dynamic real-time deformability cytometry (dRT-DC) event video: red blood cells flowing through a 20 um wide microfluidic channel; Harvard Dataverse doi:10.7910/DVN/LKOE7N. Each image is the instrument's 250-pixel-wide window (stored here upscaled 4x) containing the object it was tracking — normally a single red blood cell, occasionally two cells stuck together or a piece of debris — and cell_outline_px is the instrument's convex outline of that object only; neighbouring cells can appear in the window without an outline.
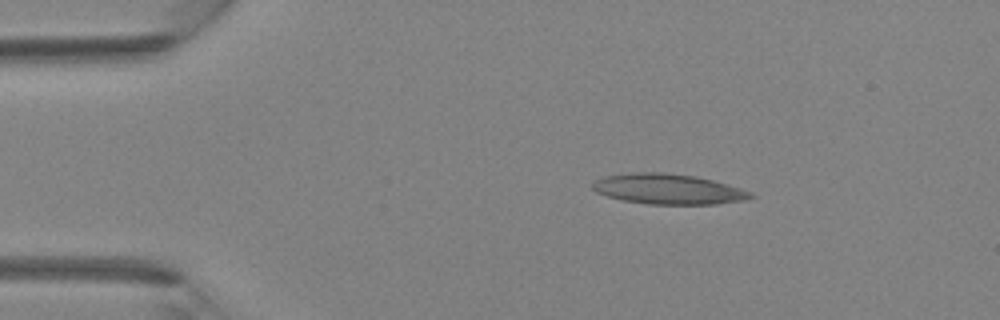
{"species": "Egyptian fruit bat (a non-hibernating species)", "species_latin": "Rousettus aegyptiacus", "temperature_condition": "room temperature", "stored_images_in_passage": 34, "camera_frame_rate_fps": 3000, "um_per_image_px": 0.085, "animal": {"sex": "female"}, "frame": {"image": 1, "passage_image": 1, "time_ms": 0.0, "image_size_px": [1000, 320], "cell_outline_px": [[756, 196], [744, 200], [716, 204], [648, 204], [624, 200], [608, 196], [596, 192], [592, 188], [592, 184], [596, 180], [604, 176], [632, 172], [664, 172], [696, 176], [712, 180], [740, 188], [752, 192]], "centroid_in_image_um": [56.8, 16.06], "position_along_channel_um": 28.2, "area_um2": 27.86}}
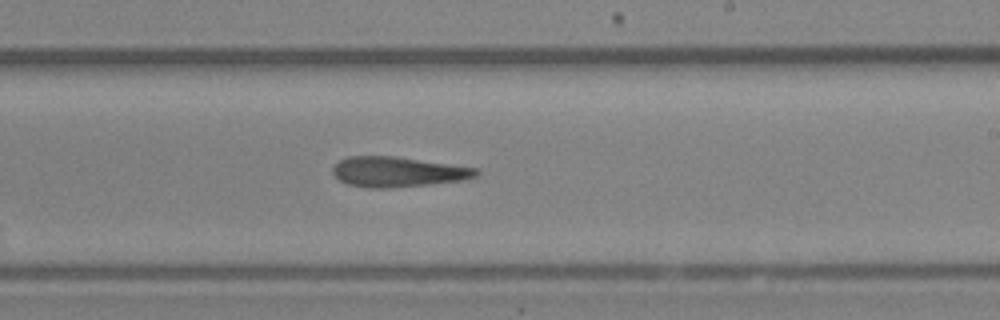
{"frame": {"image": 2, "passage_image": 18, "time_ms": 5.667, "image_size_px": [1000, 320], "cell_outline_px": [[480, 172], [476, 176], [464, 180], [428, 184], [388, 188], [368, 188], [348, 184], [340, 180], [332, 172], [332, 168], [340, 160], [348, 156], [396, 156], [480, 168]], "centroid_in_image_um": [33.84, 14.6], "position_along_channel_um": 255.2, "area_um2": 25.26}}
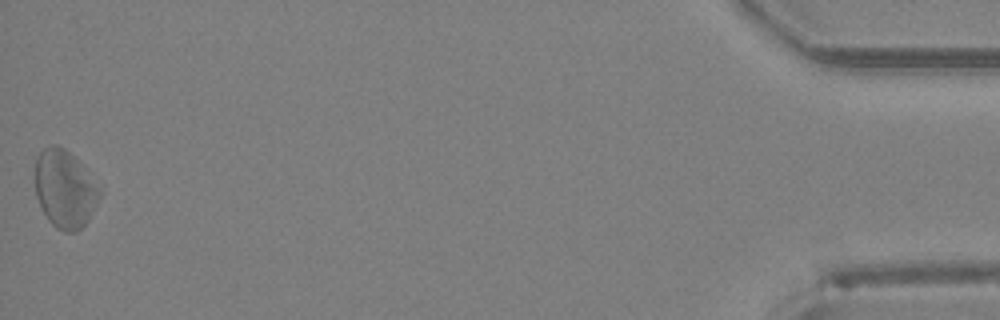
{"frame": {"image": 3, "passage_image": 34, "time_ms": 11.0, "image_size_px": [1000, 320], "cell_outline_px": [[104, 192], [88, 220], [76, 232], [64, 232], [56, 228], [48, 220], [36, 196], [36, 156], [48, 144], [56, 144], [64, 148], [76, 160]], "centroid_in_image_um": [5.52, 16.08], "position_along_channel_um": 429.7, "area_um2": 29.07}}